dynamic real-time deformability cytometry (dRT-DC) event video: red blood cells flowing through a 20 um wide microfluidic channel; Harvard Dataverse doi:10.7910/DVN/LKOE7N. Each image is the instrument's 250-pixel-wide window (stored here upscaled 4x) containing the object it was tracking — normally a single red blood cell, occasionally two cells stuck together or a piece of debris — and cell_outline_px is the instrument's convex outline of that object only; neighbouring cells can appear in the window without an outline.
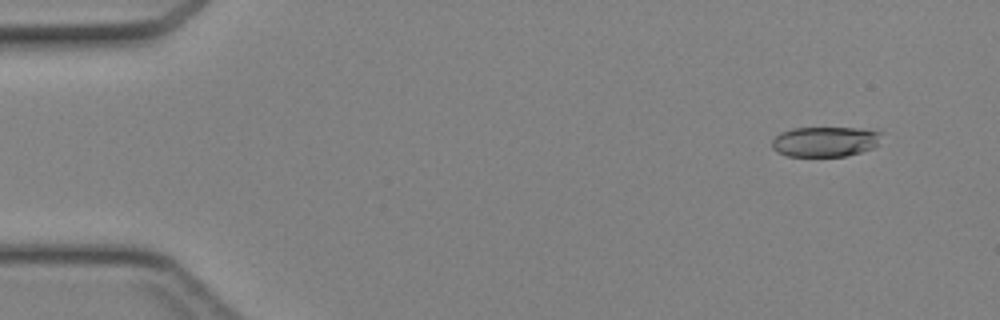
{"species": "Egyptian fruit bat (a non-hibernating species)", "species_latin": "Rousettus aegyptiacus", "temperature_condition": "cold", "stored_images_in_passage": 37, "camera_frame_rate_fps": 3000, "um_per_image_px": 0.085, "animal": {"sex": "female"}, "frame": {"image": 1, "passage_image": 1, "time_ms": 0.0, "image_size_px": [1000, 320], "cell_outline_px": [[884, 132], [876, 144], [872, 148], [860, 152], [844, 156], [788, 156], [776, 152], [772, 148], [772, 140], [780, 132], [792, 128], [856, 128]], "centroid_in_image_um": [70.1, 12.03], "position_along_channel_um": 14.9, "area_um2": 19.19}}
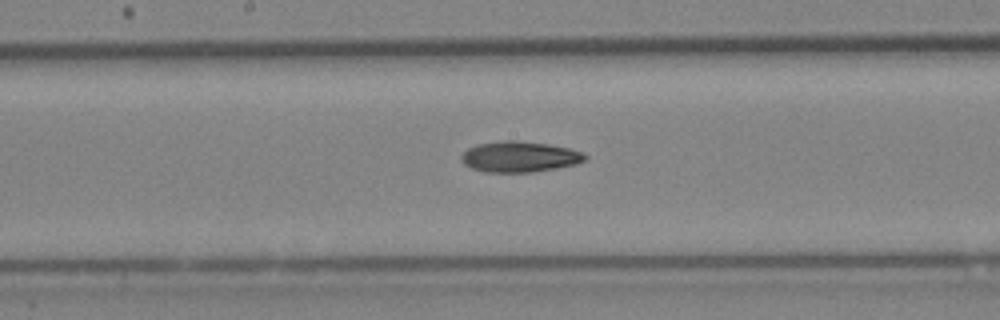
{"frame": {"image": 2, "passage_image": 21, "time_ms": 6.667, "image_size_px": [1000, 320], "cell_outline_px": [[588, 156], [584, 160], [576, 164], [556, 168], [532, 172], [484, 172], [472, 168], [464, 164], [460, 160], [460, 156], [468, 148], [476, 144], [504, 140], [516, 140], [548, 144], [568, 148], [580, 152]], "centroid_in_image_um": [44.11, 13.32], "position_along_channel_um": 204.1, "area_um2": 22.14}}
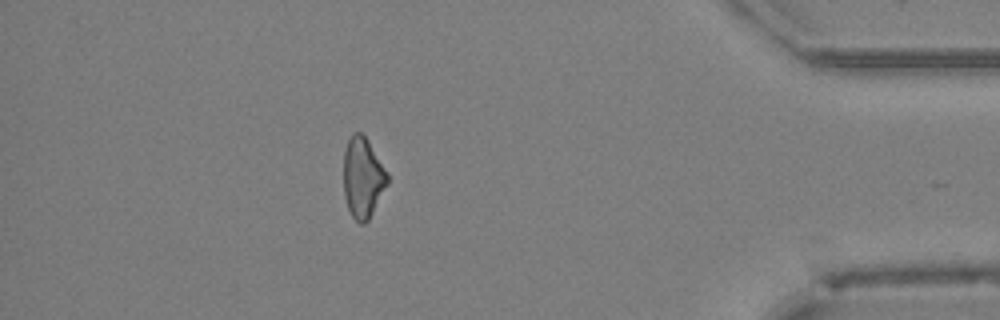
{"frame": {"image": 3, "passage_image": 37, "time_ms": 12.0, "image_size_px": [1000, 320], "cell_outline_px": [[388, 184], [368, 220], [364, 224], [360, 224], [352, 216], [348, 208], [344, 196], [344, 152], [348, 140], [352, 132], [360, 132], [368, 140], [388, 172]], "centroid_in_image_um": [30.84, 15.09], "position_along_channel_um": 404.4, "area_um2": 20.58}}